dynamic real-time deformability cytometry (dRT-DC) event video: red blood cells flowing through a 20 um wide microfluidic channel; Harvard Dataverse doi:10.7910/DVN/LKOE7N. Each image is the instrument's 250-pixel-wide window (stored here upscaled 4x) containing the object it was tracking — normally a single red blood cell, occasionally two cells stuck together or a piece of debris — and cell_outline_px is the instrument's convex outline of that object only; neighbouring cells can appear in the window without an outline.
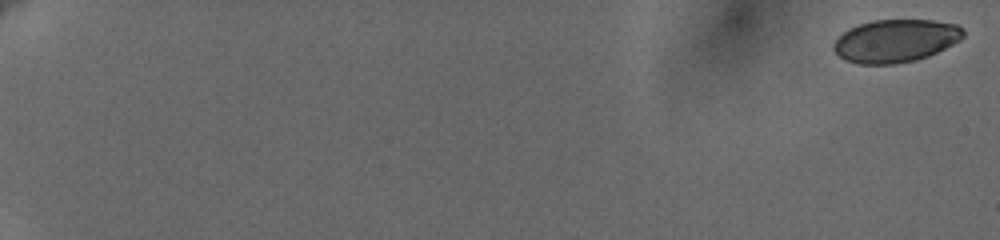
{"species": "human", "species_latin": "Homo sapiens", "temperature_condition": "cold", "stored_images_in_passage": 40, "camera_frame_rate_fps": 3000, "um_per_image_px": 0.085, "donor": {"sex": "female"}, "frame": {"image": 1, "passage_image": 1, "time_ms": 0.0, "image_size_px": [1000, 240], "cell_outline_px": [[964, 36], [960, 40], [928, 56], [916, 60], [896, 64], [856, 64], [844, 60], [832, 48], [832, 44], [848, 28], [872, 20], [932, 20], [956, 24], [964, 28]], "centroid_in_image_um": [76.11, 3.47], "position_along_channel_um": 8.9, "area_um2": 32.43}}
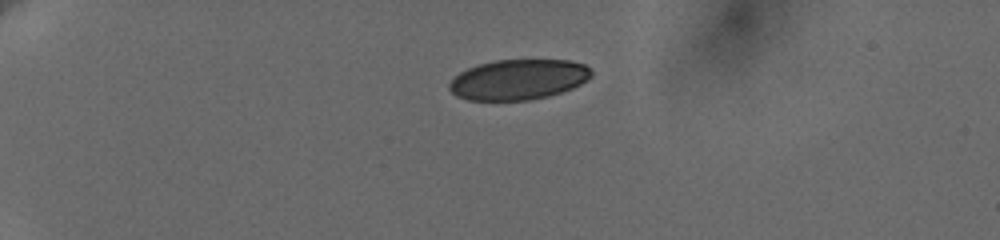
{"frame": {"image": 2, "passage_image": 29, "time_ms": 5.333, "image_size_px": [1000, 240], "cell_outline_px": [[592, 76], [588, 80], [572, 88], [548, 96], [528, 100], [468, 100], [456, 96], [448, 88], [448, 84], [460, 72], [468, 68], [480, 64], [496, 60], [568, 60], [584, 64], [592, 72]], "centroid_in_image_um": [44.06, 6.76], "position_along_channel_um": 40.9, "area_um2": 33.23}}